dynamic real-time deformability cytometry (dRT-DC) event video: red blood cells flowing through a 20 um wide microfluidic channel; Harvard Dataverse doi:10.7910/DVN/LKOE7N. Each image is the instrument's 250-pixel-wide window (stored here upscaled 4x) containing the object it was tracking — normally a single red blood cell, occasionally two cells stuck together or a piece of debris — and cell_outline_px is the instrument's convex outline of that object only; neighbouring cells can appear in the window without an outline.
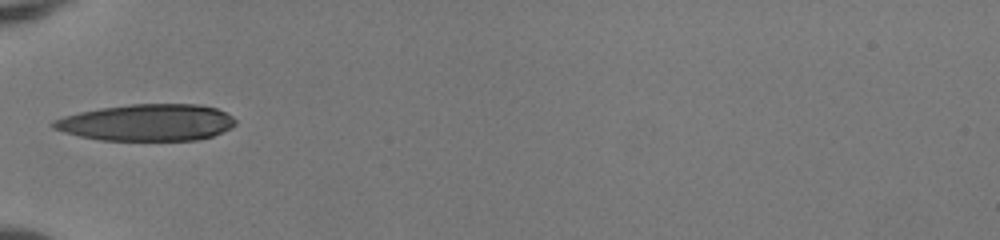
{"species": "human", "species_latin": "Homo sapiens", "temperature_condition": "room temperature", "stored_images_in_passage": 33, "camera_frame_rate_fps": 3000, "um_per_image_px": 0.085, "donor": {"sex": "female"}, "frame": {"image": 1, "passage_image": 1, "time_ms": 0.0, "image_size_px": [1000, 240], "cell_outline_px": [[236, 124], [232, 128], [212, 136], [196, 140], [100, 140], [80, 136], [64, 132], [52, 128], [52, 120], [64, 116], [80, 112], [100, 108], [132, 104], [200, 104], [216, 108], [232, 116], [236, 120]], "centroid_in_image_um": [12.51, 10.41], "position_along_channel_um": 72.5, "area_um2": 38.96}}
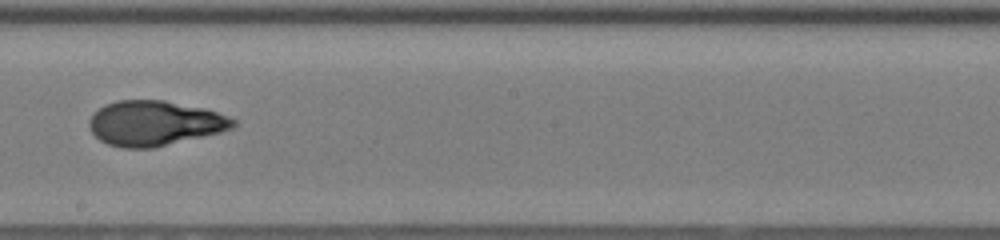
{"frame": {"image": 2, "passage_image": 13, "time_ms": 4.0, "image_size_px": [1000, 240], "cell_outline_px": [[236, 124], [232, 128], [220, 132], [152, 148], [124, 148], [108, 144], [100, 140], [92, 132], [88, 124], [88, 120], [104, 104], [116, 100], [164, 100], [204, 108], [228, 116], [236, 120]], "centroid_in_image_um": [13.13, 10.47], "position_along_channel_um": 235.1, "area_um2": 37.51}}
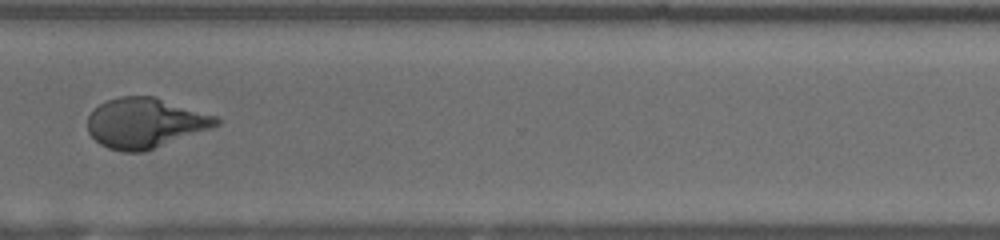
{"frame": {"image": 3, "passage_image": 22, "time_ms": 7.0, "image_size_px": [1000, 240], "cell_outline_px": [[220, 124], [212, 128], [144, 152], [124, 152], [108, 148], [100, 144], [88, 132], [88, 116], [100, 104], [108, 100], [120, 96], [156, 96], [216, 116], [220, 120]], "centroid_in_image_um": [12.35, 10.45], "position_along_channel_um": 358.2, "area_um2": 37.51}, "authors_computed_cell_mechanics": {"area_um2": 38.4948, "velocity_mm_per_s": 4.1143, "shape_relaxation_time_tau1_ms": 5.5517, "shape_relaxation_time_tau2_ms": 1.445, "deformation_change_tau1": 0.2693, "deformation_change_tau2": 0.062}}